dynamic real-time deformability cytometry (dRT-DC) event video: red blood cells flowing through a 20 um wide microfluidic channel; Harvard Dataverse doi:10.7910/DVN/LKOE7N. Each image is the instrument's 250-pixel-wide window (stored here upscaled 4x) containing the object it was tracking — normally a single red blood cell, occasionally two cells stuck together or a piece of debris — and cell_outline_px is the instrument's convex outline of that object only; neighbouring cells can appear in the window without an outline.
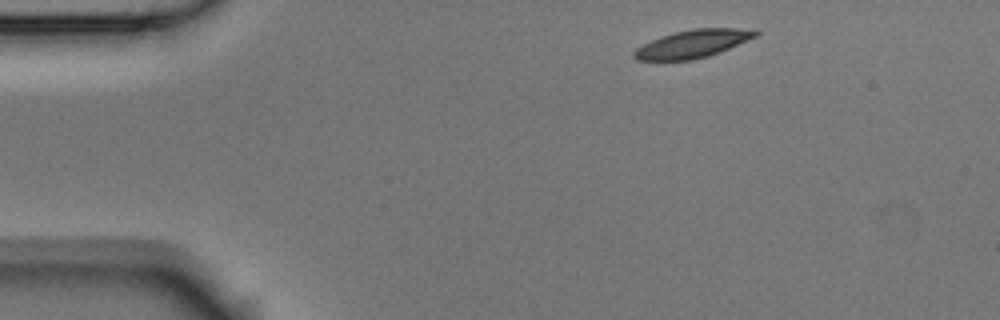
{"species": "Egyptian fruit bat (a non-hibernating species)", "species_latin": "Rousettus aegyptiacus", "temperature_condition": "room temperature", "stored_images_in_passage": 3, "camera_frame_rate_fps": 3000, "um_per_image_px": 0.085, "animal": {"sex": "male"}, "frame": {"image": 1, "passage_image": 1, "time_ms": 0.0, "image_size_px": [1000, 320], "cell_outline_px": [[760, 36], [720, 52], [708, 56], [692, 60], [636, 60], [632, 56], [632, 52], [636, 48], [660, 36], [692, 28], [756, 28], [760, 32]], "centroid_in_image_um": [58.96, 3.71], "position_along_channel_um": 26.0, "area_um2": 20.11}}
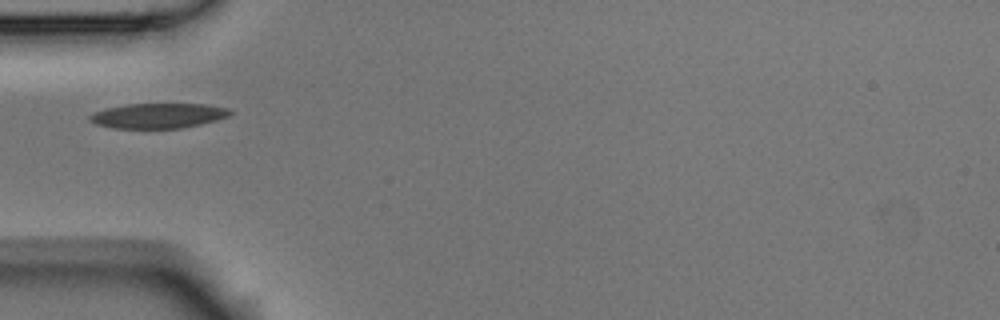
{"frame": {"image": 2, "passage_image": 3, "time_ms": 0.667, "image_size_px": [1000, 320], "cell_outline_px": [[232, 112], [228, 116], [216, 120], [200, 124], [180, 128], [112, 128], [96, 124], [88, 120], [88, 116], [104, 108], [128, 104], [204, 104], [228, 108]], "centroid_in_image_um": [13.41, 9.83], "position_along_channel_um": 71.6, "area_um2": 20.35}}